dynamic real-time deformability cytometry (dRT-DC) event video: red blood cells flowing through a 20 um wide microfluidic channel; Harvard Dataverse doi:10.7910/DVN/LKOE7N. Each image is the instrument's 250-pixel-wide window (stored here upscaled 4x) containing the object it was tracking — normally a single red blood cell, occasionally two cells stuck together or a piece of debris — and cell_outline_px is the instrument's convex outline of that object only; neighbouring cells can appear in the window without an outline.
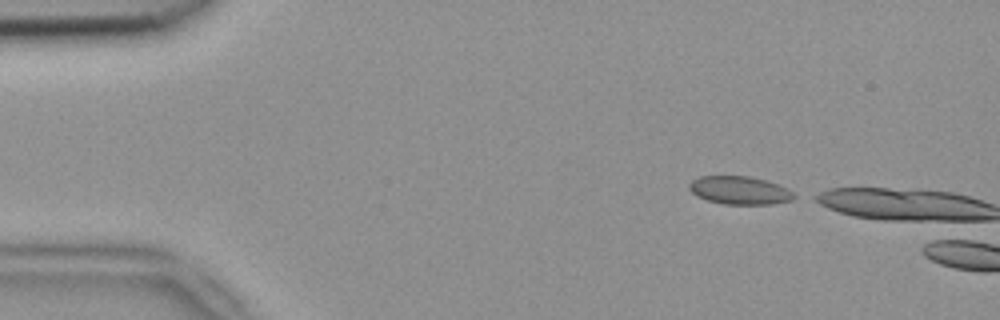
{"species": "common noctule bat (a hibernating species)", "species_latin": "Nyctalus noctula", "temperature_condition": "room temperature", "stored_images_in_passage": 2, "camera_frame_rate_fps": 3000, "um_per_image_px": 0.085, "animal": {"sex": "female", "body_mass_g": 18.4}, "frame": {"image": 1, "passage_image": 1, "time_ms": 0.0, "image_size_px": [1000, 320], "cell_outline_px": [[800, 196], [792, 200], [772, 204], [724, 204], [708, 200], [696, 196], [688, 188], [688, 184], [692, 180], [700, 176], [748, 176], [764, 180], [788, 188]], "centroid_in_image_um": [62.9, 16.18], "position_along_channel_um": 22.1, "area_um2": 17.28}}